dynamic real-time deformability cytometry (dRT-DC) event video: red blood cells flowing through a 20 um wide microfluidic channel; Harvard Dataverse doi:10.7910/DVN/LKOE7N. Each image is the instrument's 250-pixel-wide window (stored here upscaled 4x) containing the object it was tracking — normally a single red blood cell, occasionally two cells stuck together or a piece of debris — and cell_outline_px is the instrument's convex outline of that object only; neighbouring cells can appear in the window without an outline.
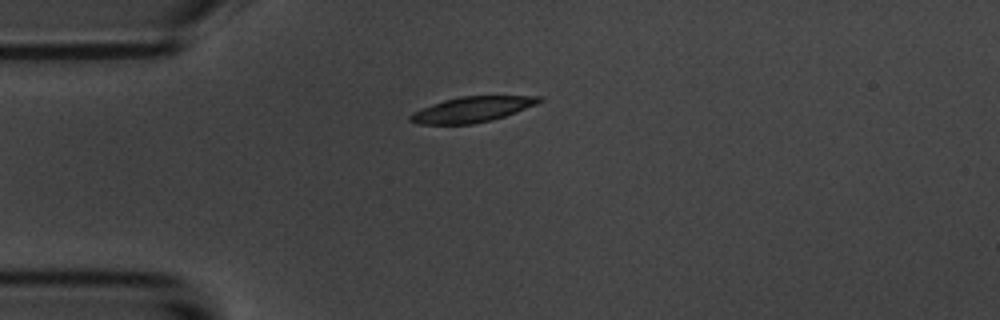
{"species": "common noctule bat (a hibernating species)", "species_latin": "Nyctalus noctula", "temperature_condition": "room temperature", "stored_images_in_passage": 43, "camera_frame_rate_fps": 3000, "um_per_image_px": 0.085, "animal": {"sex": "male", "body_mass_g": 20.1, "forearm_length_mm": 53.5}, "frame": {"image": 1, "passage_image": 1, "time_ms": 0.0, "image_size_px": [1000, 320], "cell_outline_px": [[544, 100], [536, 104], [516, 112], [492, 120], [472, 124], [416, 124], [408, 120], [408, 116], [412, 112], [432, 104], [444, 100], [460, 96], [544, 96]], "centroid_in_image_um": [40.11, 9.3], "position_along_channel_um": 44.9, "area_um2": 19.13}}
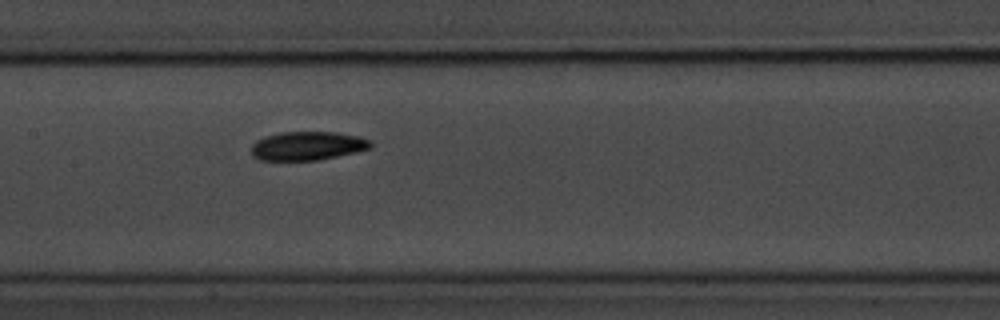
{"frame": {"image": 2, "passage_image": 14, "time_ms": 4.333, "image_size_px": [1000, 320], "cell_outline_px": [[372, 148], [356, 152], [320, 160], [260, 160], [252, 152], [252, 144], [256, 140], [264, 136], [280, 132], [336, 132], [360, 136], [372, 140]], "centroid_in_image_um": [26.19, 12.39], "position_along_channel_um": 181.2, "area_um2": 20.11}}
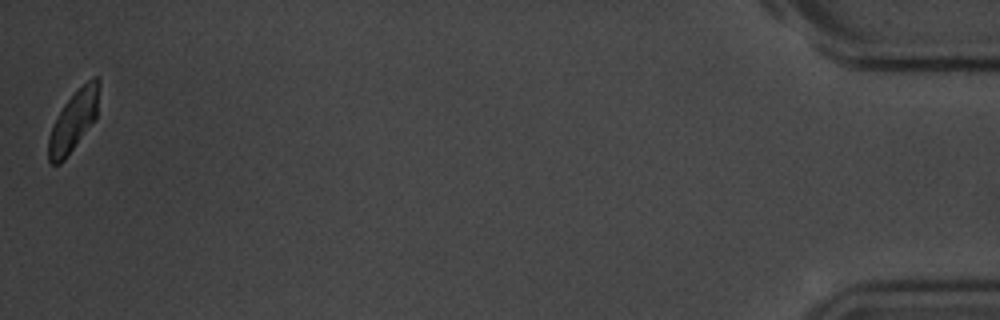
{"frame": {"image": 3, "passage_image": 43, "time_ms": 14.0, "image_size_px": [1000, 320], "cell_outline_px": [[100, 84], [96, 120], [64, 160], [60, 164], [52, 164], [48, 160], [48, 140], [52, 124], [56, 116], [64, 104], [92, 76], [96, 76], [100, 80]], "centroid_in_image_um": [6.26, 10.29], "position_along_channel_um": 428.9, "area_um2": 17.86}, "authors_computed_cell_mechanics": {"area_um2": 19.3052, "velocity_mm_per_s": 3.5352, "shape_relaxation_time_tau1_ms": 2.8152, "shape_relaxation_time_tau2_ms": null, "deformation_change_tau1": 0.1117, "deformation_change_tau2": null}}